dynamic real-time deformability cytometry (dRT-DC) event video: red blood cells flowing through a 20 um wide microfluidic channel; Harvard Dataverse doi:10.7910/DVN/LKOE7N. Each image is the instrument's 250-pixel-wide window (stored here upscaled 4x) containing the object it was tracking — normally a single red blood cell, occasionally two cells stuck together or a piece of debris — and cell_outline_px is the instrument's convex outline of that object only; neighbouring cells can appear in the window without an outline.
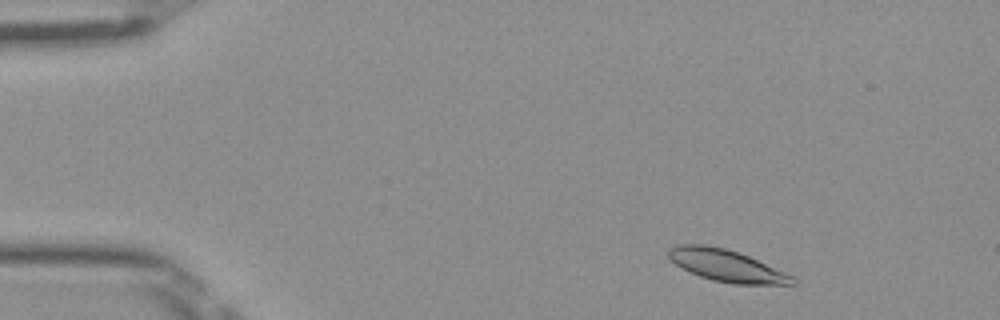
{"species": "Egyptian fruit bat (a non-hibernating species)", "species_latin": "Rousettus aegyptiacus", "temperature_condition": "room temperature", "stored_images_in_passage": 48, "camera_frame_rate_fps": 3000, "um_per_image_px": 0.085, "frame": {"image": 1, "passage_image": 4, "time_ms": 1.0, "image_size_px": [1000, 320], "cell_outline_px": [[796, 284], [732, 284], [712, 280], [700, 276], [676, 264], [668, 256], [668, 248], [676, 244], [704, 244], [728, 248], [748, 256], [784, 272], [792, 276], [796, 280]], "centroid_in_image_um": [61.73, 22.56], "position_along_channel_um": 23.3, "area_um2": 22.83}}
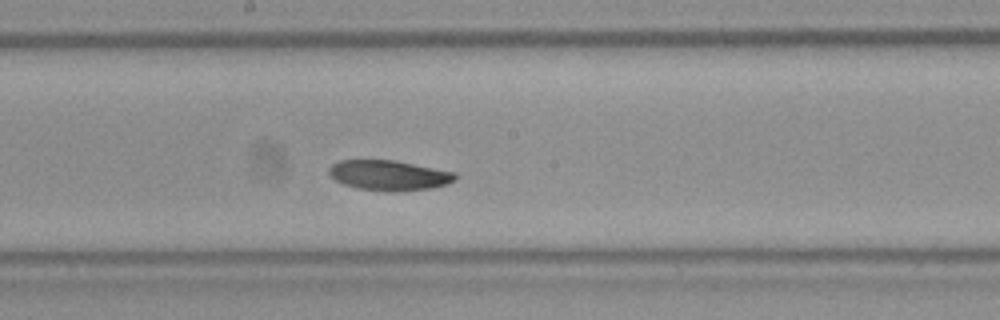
{"frame": {"image": 2, "passage_image": 25, "time_ms": 8.0, "image_size_px": [1000, 320], "cell_outline_px": [[456, 180], [448, 184], [432, 188], [396, 192], [360, 188], [344, 184], [336, 180], [328, 172], [328, 168], [332, 164], [340, 160], [396, 160], [456, 172]], "centroid_in_image_um": [33.11, 14.89], "position_along_channel_um": 215.1, "area_um2": 22.2}}
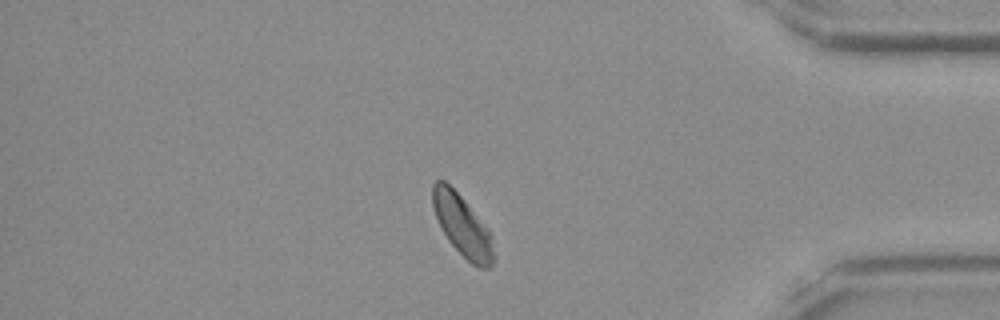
{"frame": {"image": 3, "passage_image": 41, "time_ms": 13.333, "image_size_px": [1000, 320], "cell_outline_px": [[496, 260], [488, 268], [480, 268], [472, 264], [448, 240], [436, 216], [432, 204], [432, 184], [436, 180], [444, 180], [460, 196], [488, 228], [492, 236], [496, 256]], "centroid_in_image_um": [39.34, 19.21], "position_along_channel_um": 395.9, "area_um2": 21.56}, "authors_computed_cell_mechanics": {"area_um2": 22.5998, "velocity_mm_per_s": 3.949, "shape_relaxation_time_tau1_ms": 2.2901, "shape_relaxation_time_tau2_ms": null, "deformation_change_tau1": 0.07, "deformation_change_tau2": null}}